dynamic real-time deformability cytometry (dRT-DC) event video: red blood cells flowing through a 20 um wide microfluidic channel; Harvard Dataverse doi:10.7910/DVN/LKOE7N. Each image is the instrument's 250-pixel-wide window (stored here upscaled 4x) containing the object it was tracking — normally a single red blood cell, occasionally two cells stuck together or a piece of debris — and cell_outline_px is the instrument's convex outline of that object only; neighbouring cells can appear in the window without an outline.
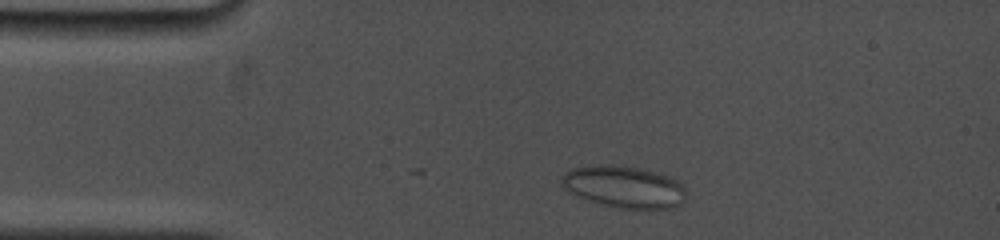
{"species": "common noctule bat (a hibernating species)", "species_latin": "Nyctalus noctula", "temperature_condition": "cold", "stored_images_in_passage": 7, "camera_frame_rate_fps": 5000, "um_per_image_px": 0.085, "animal": {"sex": "female", "body_mass_g": 19.0, "forearm_length_mm": 53.3}, "frame": {"image": 1, "passage_image": 1, "time_ms": 0.0, "image_size_px": [1000, 240], "cell_outline_px": [[684, 200], [680, 204], [672, 208], [616, 208], [600, 204], [576, 196], [564, 188], [560, 184], [560, 176], [564, 172], [572, 168], [596, 164], [612, 164], [636, 168], [668, 176], [684, 184]], "centroid_in_image_um": [52.97, 15.87], "position_along_channel_um": 32.0, "area_um2": 30.46}}
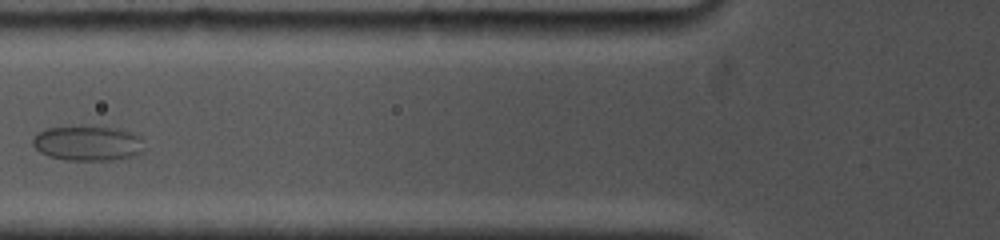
{"frame": {"image": 2, "passage_image": 5, "time_ms": 3.6, "image_size_px": [1000, 240], "cell_outline_px": [[144, 152], [136, 156], [108, 160], [68, 160], [48, 156], [40, 152], [32, 144], [32, 140], [44, 128], [76, 124], [80, 124], [116, 128], [132, 132], [140, 136]], "centroid_in_image_um": [7.46, 12.14], "position_along_channel_um": 118.3, "area_um2": 23.35}}
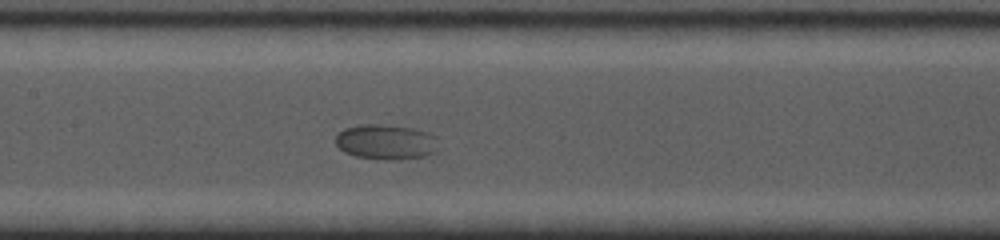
{"frame": {"image": 3, "passage_image": 7, "time_ms": 5.2, "image_size_px": [1000, 240], "cell_outline_px": [[440, 148], [436, 152], [428, 156], [400, 160], [388, 160], [356, 156], [344, 152], [336, 144], [336, 136], [344, 128], [360, 124], [380, 124], [412, 128], [428, 132], [436, 136]], "centroid_in_image_um": [32.87, 12.07], "position_along_channel_um": 174.5, "area_um2": 21.39}}